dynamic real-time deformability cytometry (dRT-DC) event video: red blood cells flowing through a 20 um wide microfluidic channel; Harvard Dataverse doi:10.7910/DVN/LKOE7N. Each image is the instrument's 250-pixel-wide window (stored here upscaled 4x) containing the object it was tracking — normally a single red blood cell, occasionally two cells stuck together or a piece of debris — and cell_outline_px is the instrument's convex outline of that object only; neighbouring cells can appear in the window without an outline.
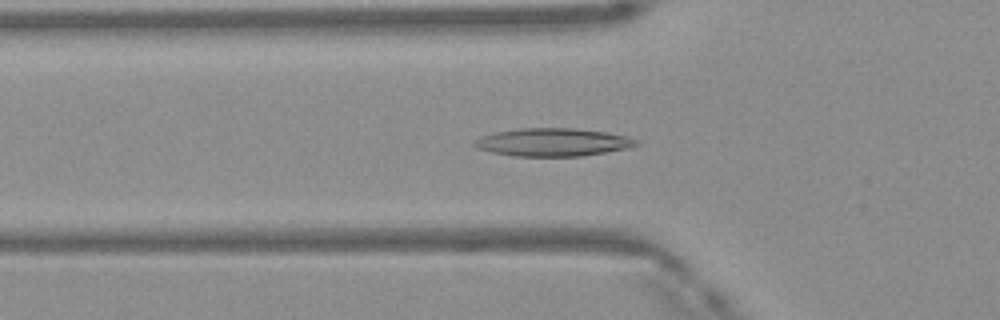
{"species": "Egyptian fruit bat (a non-hibernating species)", "species_latin": "Rousettus aegyptiacus", "temperature_condition": "warm", "stored_images_in_passage": 49, "camera_frame_rate_fps": 3000, "um_per_image_px": 0.085, "frame": {"image": 1, "passage_image": 16, "time_ms": 5.0, "image_size_px": [1000, 320], "cell_outline_px": [[640, 144], [628, 148], [580, 156], [516, 156], [492, 152], [480, 148], [472, 144], [480, 136], [496, 132], [520, 128], [576, 128], [608, 132], [640, 140]], "centroid_in_image_um": [47.03, 12.08], "position_along_channel_um": 78.8, "area_um2": 26.24}}
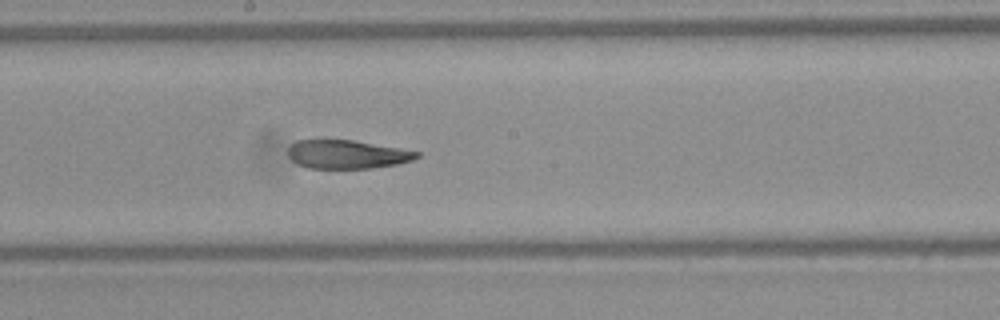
{"frame": {"image": 2, "passage_image": 26, "time_ms": 8.333, "image_size_px": [1000, 320], "cell_outline_px": [[420, 156], [412, 160], [396, 164], [372, 168], [308, 168], [296, 164], [288, 156], [288, 148], [296, 140], [320, 136], [352, 140], [400, 148], [420, 152]], "centroid_in_image_um": [29.4, 13.07], "position_along_channel_um": 218.8, "area_um2": 22.2}}
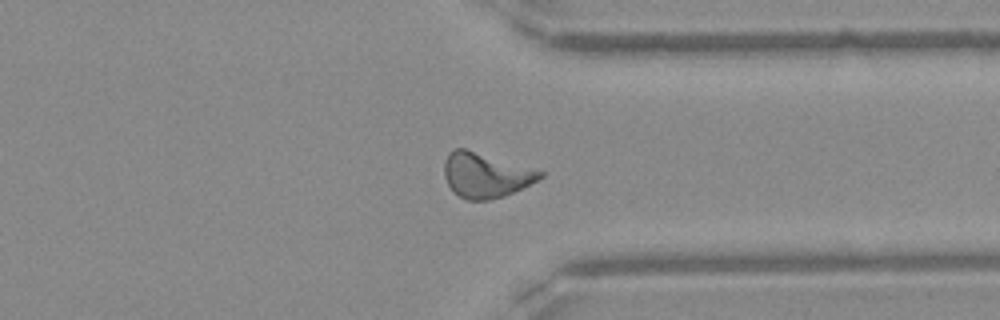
{"frame": {"image": 3, "passage_image": 37, "time_ms": 12.0, "image_size_px": [1000, 320], "cell_outline_px": [[544, 176], [504, 196], [488, 200], [468, 200], [460, 196], [448, 184], [444, 176], [444, 164], [448, 152], [456, 148], [464, 148], [544, 172]], "centroid_in_image_um": [41.23, 14.88], "position_along_channel_um": 370.2, "area_um2": 24.39}, "authors_computed_cell_mechanics": {"area_um2": 23.8714, "velocity_mm_per_s": 4.1619, "shape_relaxation_time_tau1_ms": 11.0589, "shape_relaxation_time_tau2_ms": 3.2015, "deformation_change_tau1": 0.2904, "deformation_change_tau2": 0.1233}}